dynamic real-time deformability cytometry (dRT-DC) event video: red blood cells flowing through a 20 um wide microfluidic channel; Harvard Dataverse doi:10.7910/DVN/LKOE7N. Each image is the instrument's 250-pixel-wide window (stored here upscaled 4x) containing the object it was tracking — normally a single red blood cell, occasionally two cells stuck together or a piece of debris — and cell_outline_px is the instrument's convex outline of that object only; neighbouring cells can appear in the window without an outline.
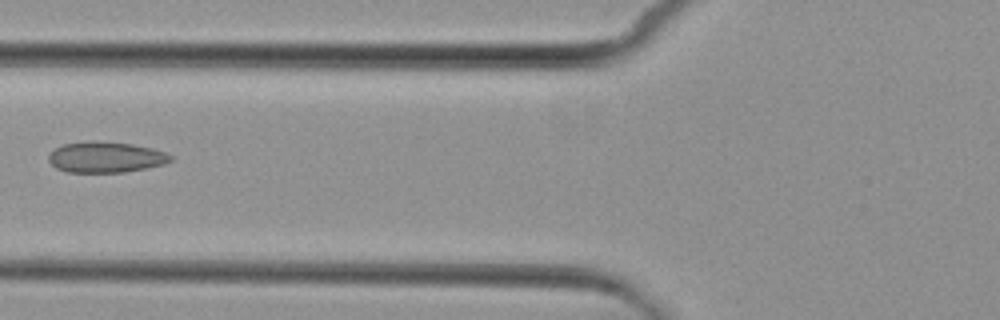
{"species": "common noctule bat (a hibernating species)", "species_latin": "Nyctalus noctula", "temperature_condition": "cold", "stored_images_in_passage": 4, "camera_frame_rate_fps": 3000, "um_per_image_px": 0.085, "animal": {"sex": "female", "body_mass_g": 29.2, "forearm_length_mm": 56.3}, "frame": {"image": 1, "passage_image": 3, "time_ms": 2.333, "image_size_px": [1000, 320], "cell_outline_px": [[172, 160], [164, 164], [148, 168], [124, 172], [68, 172], [56, 168], [48, 160], [48, 156], [56, 148], [64, 144], [132, 144], [152, 148], [164, 152], [172, 156]], "centroid_in_image_um": [9.04, 13.42], "position_along_channel_um": 116.8, "area_um2": 20.87}}
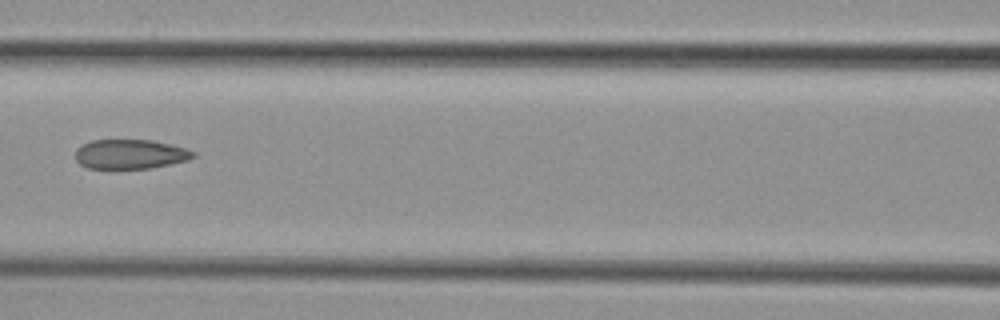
{"frame": {"image": 2, "passage_image": 4, "time_ms": 3.333, "image_size_px": [1000, 320], "cell_outline_px": [[196, 156], [188, 160], [148, 168], [88, 168], [80, 164], [76, 160], [76, 148], [92, 140], [152, 140], [188, 148], [196, 152]], "centroid_in_image_um": [11.1, 13.09], "position_along_channel_um": 155.5, "area_um2": 20.17}}